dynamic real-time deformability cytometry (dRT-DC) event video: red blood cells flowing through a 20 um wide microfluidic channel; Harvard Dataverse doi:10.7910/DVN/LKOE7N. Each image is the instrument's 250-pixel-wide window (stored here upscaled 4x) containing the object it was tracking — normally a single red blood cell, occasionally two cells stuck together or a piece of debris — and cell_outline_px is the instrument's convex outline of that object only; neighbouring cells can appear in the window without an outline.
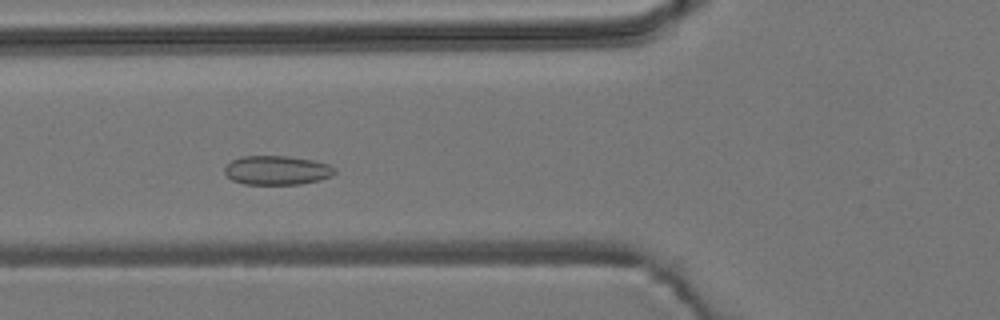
{"species": "common noctule bat (a hibernating species)", "species_latin": "Nyctalus noctula", "temperature_condition": "room temperature", "stored_images_in_passage": 39, "camera_frame_rate_fps": 3000, "um_per_image_px": 0.085, "animal": {"sex": "male", "body_mass_g": 19.2, "forearm_length_mm": 51.8}, "frame": {"image": 1, "passage_image": 5, "time_ms": 1.333, "image_size_px": [1000, 320], "cell_outline_px": [[324, 176], [312, 180], [288, 184], [252, 184], [236, 180], [232, 176], [232, 164], [236, 160], [256, 156], [272, 156], [304, 160], [320, 164]], "centroid_in_image_um": [23.38, 14.49], "position_along_channel_um": 102.4, "area_um2": 15.32}}
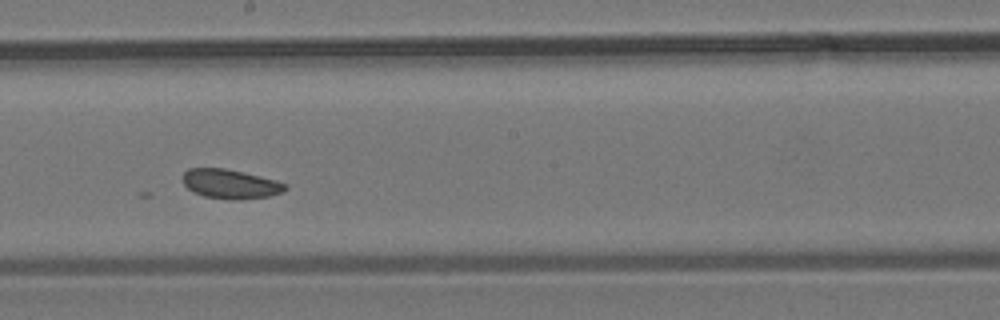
{"frame": {"image": 2, "passage_image": 15, "time_ms": 4.667, "image_size_px": [1000, 320], "cell_outline_px": [[284, 188], [276, 192], [260, 196], [212, 196], [200, 192], [192, 188], [184, 180], [184, 176], [188, 172], [196, 168], [216, 168], [236, 172], [284, 184]], "centroid_in_image_um": [19.5, 15.58], "position_along_channel_um": 228.7, "area_um2": 14.39}}
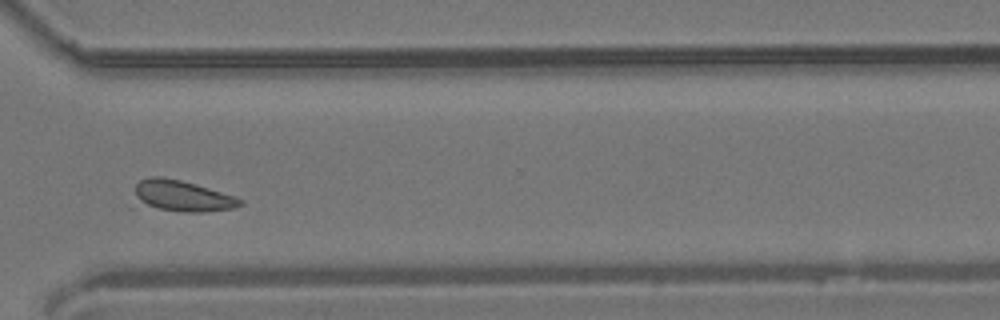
{"frame": {"image": 3, "passage_image": 25, "time_ms": 8.0, "image_size_px": [1000, 320], "cell_outline_px": [[240, 204], [224, 208], [164, 208], [152, 204], [144, 200], [136, 192], [136, 188], [144, 180], [176, 180], [204, 188], [228, 196], [236, 200]], "centroid_in_image_um": [15.46, 16.61], "position_along_channel_um": 355.1, "area_um2": 14.8}}